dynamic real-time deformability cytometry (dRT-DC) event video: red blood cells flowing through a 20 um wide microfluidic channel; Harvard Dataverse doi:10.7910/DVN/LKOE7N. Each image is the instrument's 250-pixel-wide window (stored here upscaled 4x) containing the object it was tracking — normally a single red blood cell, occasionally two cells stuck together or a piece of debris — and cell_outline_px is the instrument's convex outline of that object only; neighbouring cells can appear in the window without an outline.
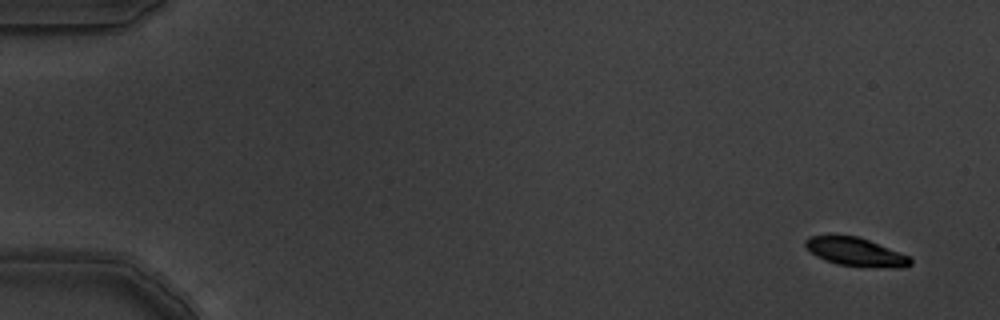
{"species": "common noctule bat (a hibernating species)", "species_latin": "Nyctalus noctula", "temperature_condition": "warm", "stored_images_in_passage": 7, "camera_frame_rate_fps": 3000, "um_per_image_px": 0.085, "animal": {"sex": "male", "body_mass_g": 19.5, "forearm_length_mm": 54.6}, "frame": {"image": 1, "passage_image": 1, "time_ms": 0.0, "image_size_px": [1000, 320], "cell_outline_px": [[912, 264], [904, 268], [892, 268], [840, 264], [816, 256], [804, 244], [804, 240], [808, 236], [856, 236], [868, 240], [908, 256], [912, 260]], "centroid_in_image_um": [72.75, 21.41], "position_along_channel_um": 12.3, "area_um2": 16.82}}
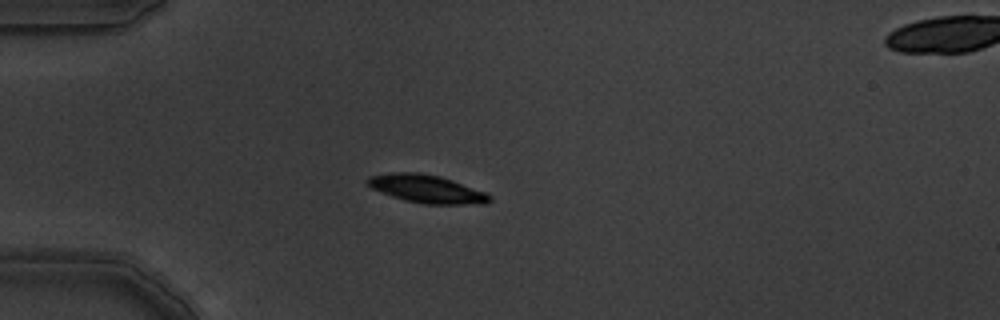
{"frame": {"image": 2, "passage_image": 5, "time_ms": 1.333, "image_size_px": [1000, 320], "cell_outline_px": [[492, 200], [488, 204], [424, 204], [404, 200], [392, 196], [372, 188], [364, 180], [368, 176], [392, 172], [420, 172], [440, 176], [488, 192], [492, 196]], "centroid_in_image_um": [36.31, 16.05], "position_along_channel_um": 48.7, "area_um2": 20.23}}